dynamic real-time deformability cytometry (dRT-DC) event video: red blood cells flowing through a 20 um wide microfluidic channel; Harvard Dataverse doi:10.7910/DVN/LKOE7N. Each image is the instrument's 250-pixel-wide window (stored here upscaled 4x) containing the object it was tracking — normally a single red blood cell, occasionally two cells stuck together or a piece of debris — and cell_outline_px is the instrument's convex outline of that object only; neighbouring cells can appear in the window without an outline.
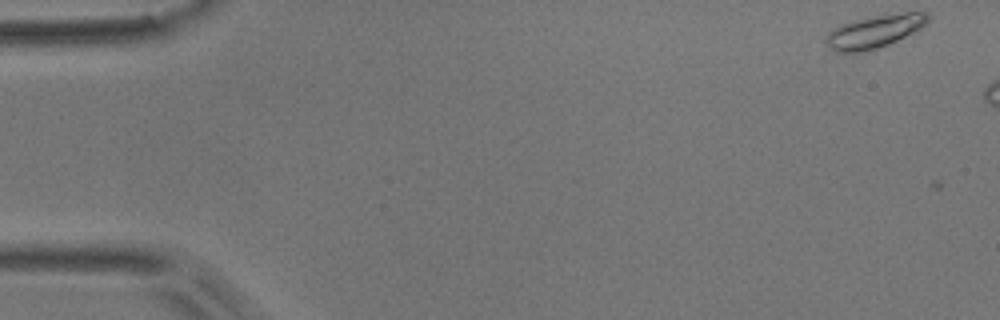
{"species": "common noctule bat (a hibernating species)", "species_latin": "Nyctalus noctula", "temperature_condition": "room temperature", "stored_images_in_passage": 3, "camera_frame_rate_fps": 3000, "um_per_image_px": 0.085, "animal": {"sex": "male", "body_mass_g": 17.9}, "frame": {"image": 1, "passage_image": 1, "time_ms": 0.0, "image_size_px": [1000, 320], "cell_outline_px": [[932, 16], [928, 24], [888, 44], [864, 52], [836, 52], [828, 48], [824, 40], [828, 32], [832, 28], [840, 24], [856, 20], [904, 12], [928, 12]], "centroid_in_image_um": [74.32, 2.68], "position_along_channel_um": 10.7, "area_um2": 19.42}}